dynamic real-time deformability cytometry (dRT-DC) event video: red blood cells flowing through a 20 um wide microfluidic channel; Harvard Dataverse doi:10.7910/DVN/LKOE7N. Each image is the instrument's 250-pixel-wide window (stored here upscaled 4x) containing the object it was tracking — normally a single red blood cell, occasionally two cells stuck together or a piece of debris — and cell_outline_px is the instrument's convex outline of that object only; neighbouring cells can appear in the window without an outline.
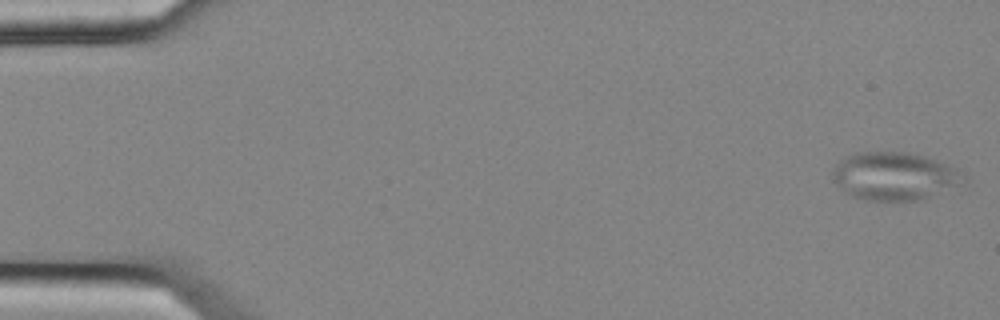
{"species": "common noctule bat (a hibernating species)", "species_latin": "Nyctalus noctula", "temperature_condition": "cold", "stored_images_in_passage": 54, "camera_frame_rate_fps": 3000, "um_per_image_px": 0.085, "animal": {"sex": "female", "body_mass_g": 25.1}, "frame": {"image": 1, "passage_image": 1, "time_ms": 0.0, "image_size_px": [1000, 320], "cell_outline_px": [[968, 180], [920, 200], [868, 200], [852, 196], [844, 192], [832, 180], [832, 172], [836, 164], [840, 160], [856, 152], [908, 152], [960, 168]], "centroid_in_image_um": [76.0, 14.97], "position_along_channel_um": 9.0, "area_um2": 36.41}}
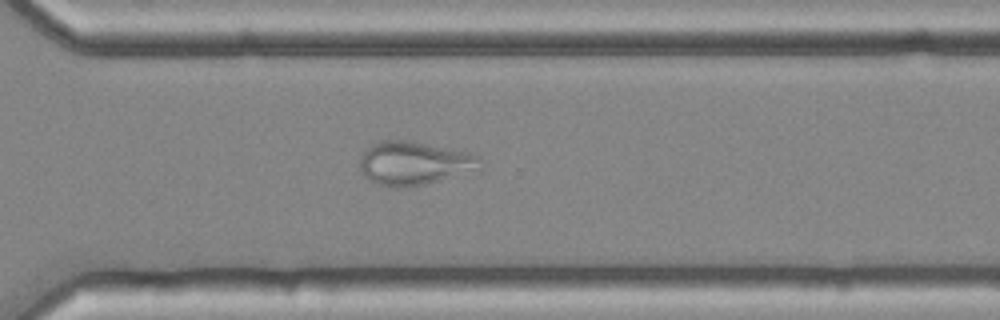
{"frame": {"image": 2, "passage_image": 39, "time_ms": 12.667, "image_size_px": [1000, 320], "cell_outline_px": [[484, 160], [480, 172], [424, 184], [400, 188], [392, 188], [368, 180], [364, 176], [360, 168], [360, 160], [364, 152], [372, 144], [380, 140], [404, 140], [468, 152], [480, 156]], "centroid_in_image_um": [35.3, 13.9], "position_along_channel_um": 335.3, "area_um2": 30.98}}